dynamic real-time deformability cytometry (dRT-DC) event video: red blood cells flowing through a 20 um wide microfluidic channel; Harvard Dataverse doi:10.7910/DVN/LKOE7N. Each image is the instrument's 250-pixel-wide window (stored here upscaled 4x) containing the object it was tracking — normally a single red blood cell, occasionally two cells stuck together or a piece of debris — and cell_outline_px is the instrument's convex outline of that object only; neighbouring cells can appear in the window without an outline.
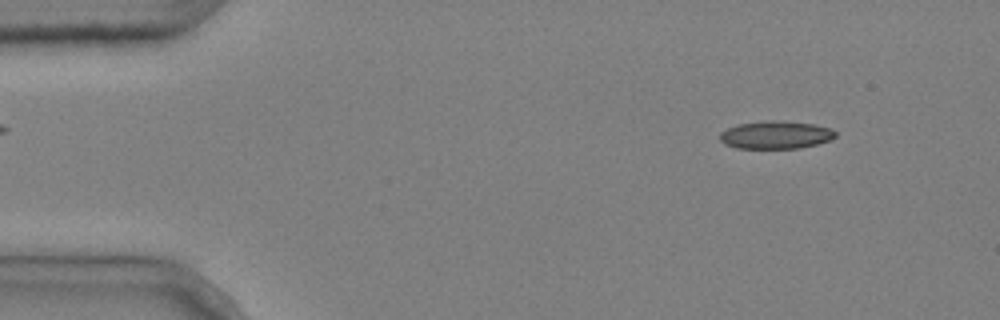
{"species": "common noctule bat (a hibernating species)", "species_latin": "Nyctalus noctula", "temperature_condition": "cold", "stored_images_in_passage": 4, "camera_frame_rate_fps": 3000, "um_per_image_px": 0.085, "animal": {"sex": "male", "body_mass_g": 20.4}, "frame": {"image": 1, "passage_image": 1, "time_ms": 0.0, "image_size_px": [1000, 320], "cell_outline_px": [[836, 136], [828, 140], [816, 144], [800, 148], [736, 148], [724, 144], [720, 140], [720, 132], [736, 124], [764, 120], [776, 120], [812, 124], [832, 128], [836, 132]], "centroid_in_image_um": [65.9, 11.46], "position_along_channel_um": 19.1, "area_um2": 18.79}}
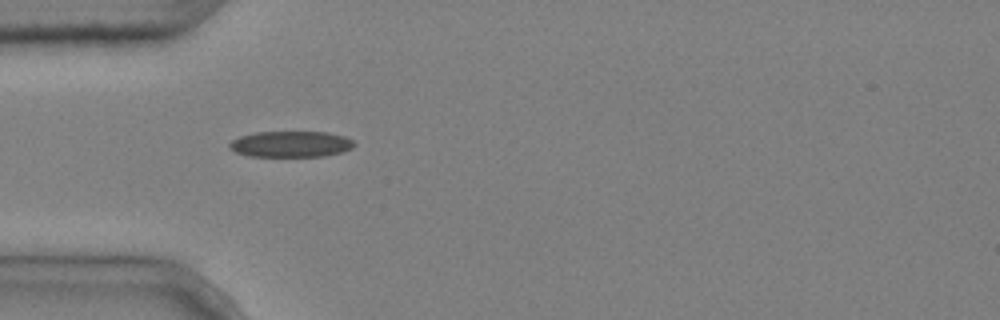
{"frame": {"image": 2, "passage_image": 3, "time_ms": 0.667, "image_size_px": [1000, 320], "cell_outline_px": [[356, 144], [352, 148], [344, 152], [324, 156], [248, 156], [236, 152], [228, 148], [228, 144], [232, 140], [240, 136], [256, 132], [328, 132], [344, 136], [352, 140]], "centroid_in_image_um": [24.73, 12.25], "position_along_channel_um": 60.3, "area_um2": 19.02}}